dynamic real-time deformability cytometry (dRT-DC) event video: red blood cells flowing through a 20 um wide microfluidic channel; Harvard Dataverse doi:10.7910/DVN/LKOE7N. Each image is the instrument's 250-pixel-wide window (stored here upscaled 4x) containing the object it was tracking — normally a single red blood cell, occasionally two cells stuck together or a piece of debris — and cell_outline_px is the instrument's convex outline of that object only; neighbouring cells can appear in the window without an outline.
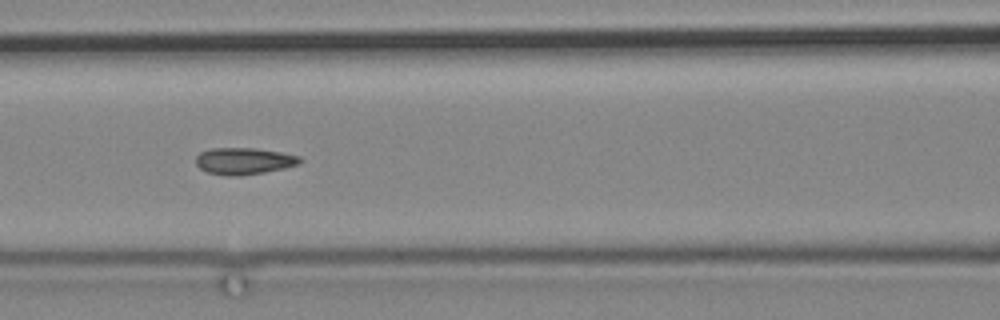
{"species": "common noctule bat (a hibernating species)", "species_latin": "Nyctalus noctula", "temperature_condition": "cold", "stored_images_in_passage": 16, "camera_frame_rate_fps": 3000, "um_per_image_px": 0.085, "animal": {"sex": "male", "body_mass_g": 19.2, "forearm_length_mm": 51.8}, "frame": {"image": 1, "passage_image": 12, "time_ms": 14.0, "image_size_px": [1000, 320], "cell_outline_px": [[304, 160], [300, 164], [284, 168], [264, 172], [240, 176], [228, 176], [208, 172], [200, 168], [196, 164], [196, 156], [200, 152], [212, 148], [256, 148], [280, 152], [300, 156]], "centroid_in_image_um": [20.76, 13.68], "position_along_channel_um": 145.8, "area_um2": 16.3}}
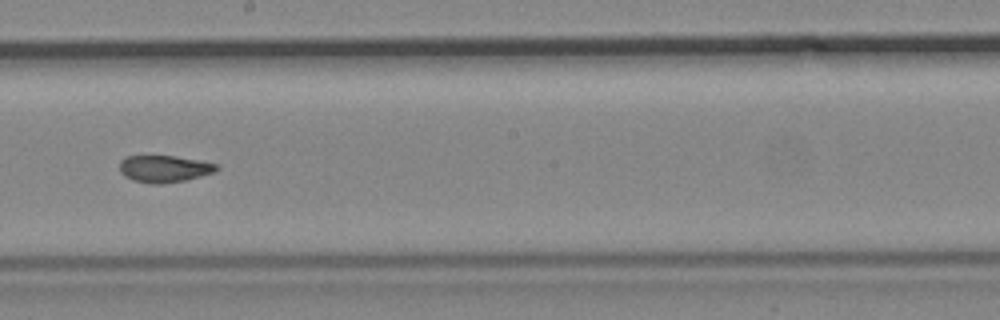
{"frame": {"image": 2, "passage_image": 14, "time_ms": 16.667, "image_size_px": [1000, 320], "cell_outline_px": [[220, 168], [216, 172], [184, 180], [160, 184], [152, 184], [132, 180], [124, 176], [120, 172], [120, 160], [124, 156], [176, 156], [200, 160], [216, 164]], "centroid_in_image_um": [13.95, 14.34], "position_along_channel_um": 234.2, "area_um2": 15.32}}
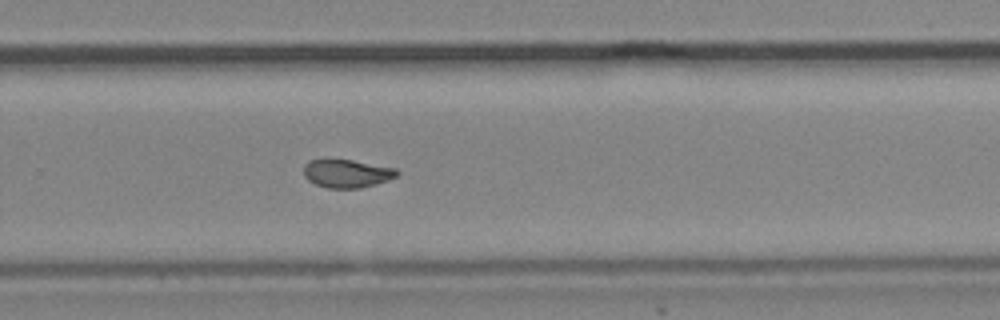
{"frame": {"image": 3, "passage_image": 16, "time_ms": 18.667, "image_size_px": [1000, 320], "cell_outline_px": [[400, 172], [396, 176], [388, 180], [376, 184], [360, 188], [328, 188], [316, 184], [308, 180], [304, 176], [304, 164], [308, 160], [352, 160], [396, 168]], "centroid_in_image_um": [29.49, 14.75], "position_along_channel_um": 300.3, "area_um2": 15.26}}